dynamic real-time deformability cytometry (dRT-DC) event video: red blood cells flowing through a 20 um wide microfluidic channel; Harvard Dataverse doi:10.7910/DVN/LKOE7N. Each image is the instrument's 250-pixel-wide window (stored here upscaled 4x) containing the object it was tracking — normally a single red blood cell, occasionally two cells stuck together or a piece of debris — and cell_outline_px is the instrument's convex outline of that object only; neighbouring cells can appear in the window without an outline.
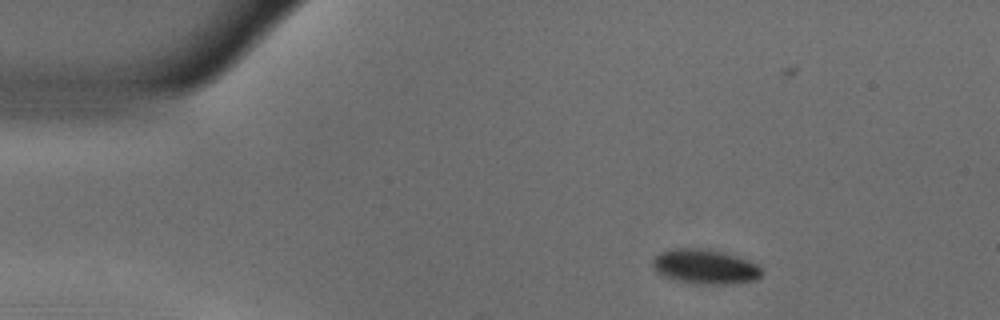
{"species": "common noctule bat (a hibernating species)", "species_latin": "Nyctalus noctula", "temperature_condition": "warm", "stored_images_in_passage": 49, "camera_frame_rate_fps": 3000, "um_per_image_px": 0.085, "animal": {"sex": "male", "body_mass_g": 18.8}, "frame": {"image": 1, "passage_image": 1, "time_ms": 0.0, "image_size_px": [1000, 320], "cell_outline_px": [[764, 272], [756, 280], [728, 284], [704, 284], [676, 280], [664, 276], [656, 272], [652, 264], [652, 260], [660, 252], [676, 248], [696, 248], [720, 252], [736, 256], [748, 260], [756, 264]], "centroid_in_image_um": [59.92, 22.67], "position_along_channel_um": 25.1, "area_um2": 21.73}}
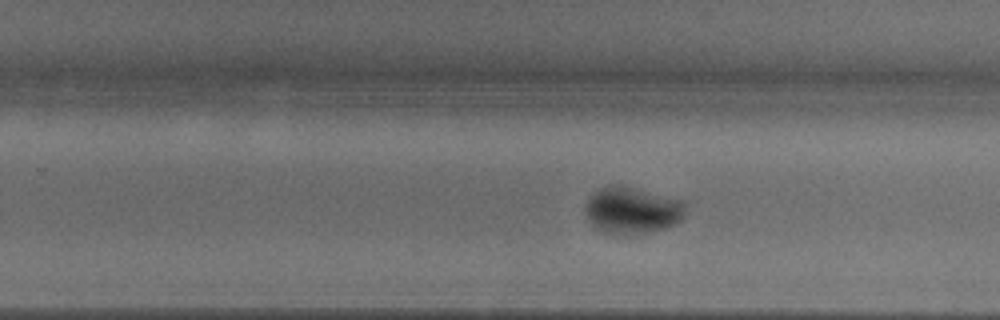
{"frame": {"image": 2, "passage_image": 27, "time_ms": 8.667, "image_size_px": [1000, 320], "cell_outline_px": [[688, 204], [684, 216], [676, 224], [664, 228], [648, 232], [624, 236], [612, 236], [596, 228], [588, 220], [584, 208], [588, 200], [600, 188], [612, 184], [620, 184], [684, 200]], "centroid_in_image_um": [53.76, 17.89], "position_along_channel_um": 276.0, "area_um2": 27.86}}
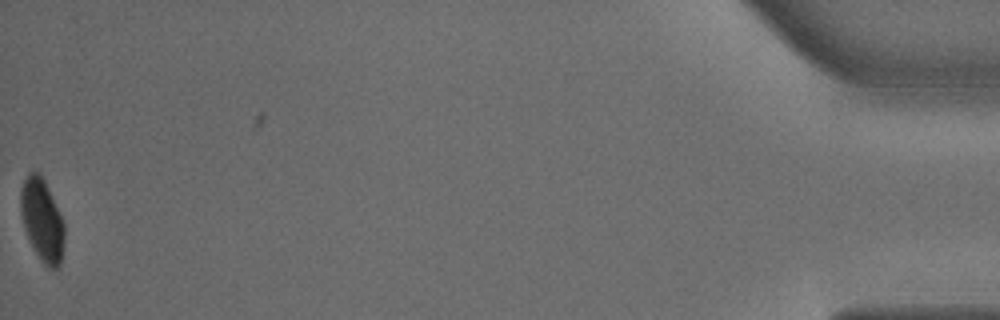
{"frame": {"image": 3, "passage_image": 48, "time_ms": 15.667, "image_size_px": [1000, 320], "cell_outline_px": [[64, 244], [60, 268], [48, 268], [40, 260], [24, 228], [20, 212], [20, 188], [28, 172], [40, 172], [44, 180], [64, 224]], "centroid_in_image_um": [3.57, 18.72], "position_along_channel_um": 431.6, "area_um2": 20.87}, "authors_computed_cell_mechanics": {"area_um2": 24.276, "velocity_mm_per_s": 3.6439, "shape_relaxation_time_tau1_ms": 5.0995, "shape_relaxation_time_tau2_ms": null, "deformation_change_tau1": 0.1378, "deformation_change_tau2": null}}